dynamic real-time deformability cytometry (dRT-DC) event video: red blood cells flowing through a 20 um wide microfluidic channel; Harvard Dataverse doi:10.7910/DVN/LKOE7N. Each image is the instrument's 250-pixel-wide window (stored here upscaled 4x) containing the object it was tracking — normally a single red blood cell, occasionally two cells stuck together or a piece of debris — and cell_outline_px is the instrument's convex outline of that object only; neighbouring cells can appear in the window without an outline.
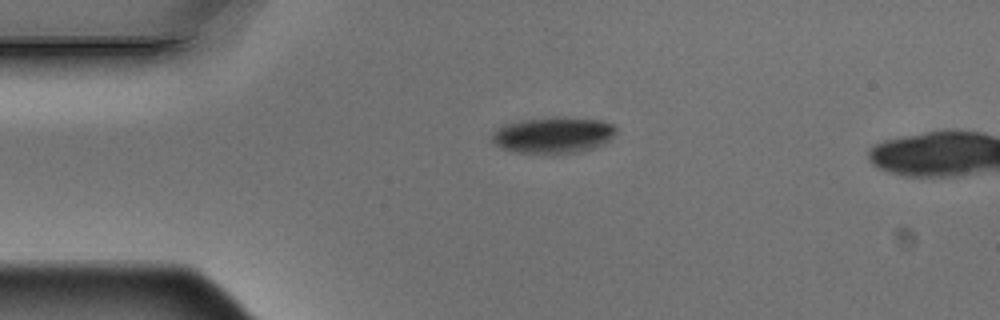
{"species": "Egyptian fruit bat (a non-hibernating species)", "species_latin": "Rousettus aegyptiacus", "temperature_condition": "warm", "stored_images_in_passage": 2, "camera_frame_rate_fps": 3000, "um_per_image_px": 0.085, "animal": {"sex": "male"}, "frame": {"image": 1, "passage_image": 1, "time_ms": 0.0, "image_size_px": [1000, 320], "cell_outline_px": [[616, 132], [608, 140], [592, 148], [576, 152], [552, 156], [516, 152], [504, 148], [496, 144], [492, 140], [492, 132], [504, 124], [528, 120], [556, 116], [604, 120], [616, 124]], "centroid_in_image_um": [47.05, 11.5], "position_along_channel_um": 38.0, "area_um2": 26.53}}